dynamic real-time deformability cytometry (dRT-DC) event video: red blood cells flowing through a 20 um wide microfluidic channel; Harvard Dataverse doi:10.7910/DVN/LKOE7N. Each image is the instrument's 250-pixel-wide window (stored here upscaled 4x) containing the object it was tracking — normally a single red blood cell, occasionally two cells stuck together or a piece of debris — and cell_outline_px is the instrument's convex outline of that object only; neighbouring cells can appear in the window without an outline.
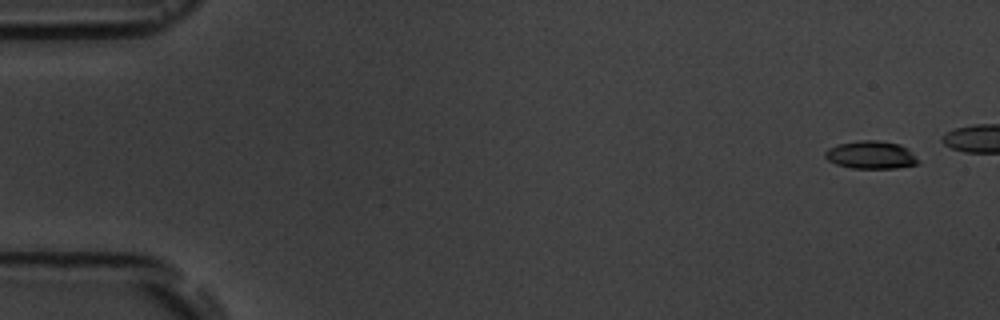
{"species": "common noctule bat (a hibernating species)", "species_latin": "Nyctalus noctula", "temperature_condition": "room temperature", "stored_images_in_passage": 6, "camera_frame_rate_fps": 3000, "um_per_image_px": 0.085, "animal": {"sex": "male", "body_mass_g": 19.5, "forearm_length_mm": 54.6}, "frame": {"image": 1, "passage_image": 1, "time_ms": 0.0, "image_size_px": [1000, 320], "cell_outline_px": [[920, 164], [896, 168], [852, 168], [836, 164], [828, 160], [824, 156], [824, 152], [828, 148], [836, 144], [860, 140], [880, 140], [900, 144], [908, 148], [920, 160]], "centroid_in_image_um": [74.05, 13.16], "position_along_channel_um": 10.9, "area_um2": 15.37}}
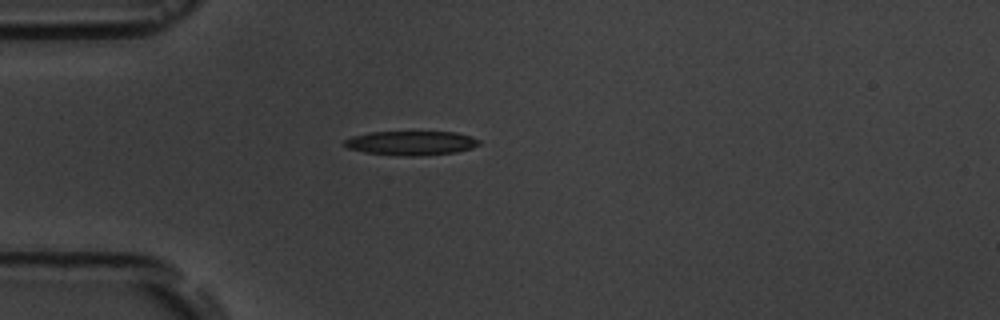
{"frame": {"image": 2, "passage_image": 6, "time_ms": 6.0, "image_size_px": [1000, 320], "cell_outline_px": [[480, 144], [472, 148], [456, 152], [416, 156], [404, 156], [364, 152], [348, 148], [344, 144], [344, 140], [352, 136], [368, 132], [456, 132], [472, 136], [480, 140]], "centroid_in_image_um": [34.96, 12.15], "position_along_channel_um": 50.0, "area_um2": 19.02}}